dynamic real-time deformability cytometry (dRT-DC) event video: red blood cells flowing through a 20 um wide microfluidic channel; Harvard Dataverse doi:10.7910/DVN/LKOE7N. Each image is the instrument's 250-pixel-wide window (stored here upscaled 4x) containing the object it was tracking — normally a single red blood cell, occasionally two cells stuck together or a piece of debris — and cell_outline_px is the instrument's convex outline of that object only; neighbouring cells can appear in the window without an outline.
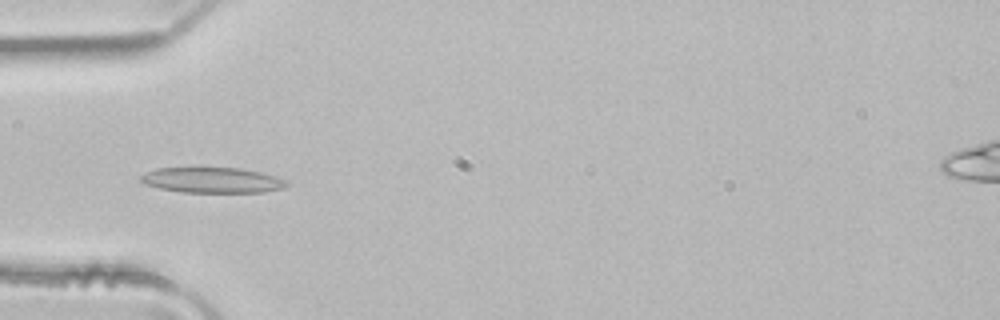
{"species": "common noctule bat (a hibernating species)", "species_latin": "Nyctalus noctula", "temperature_condition": "room temperature", "stored_images_in_passage": 3, "camera_frame_rate_fps": 3000, "um_per_image_px": 0.085, "animal": {"sex": "male", "body_mass_g": 21.5, "forearm_length_mm": 52.0}, "frame": {"image": 1, "passage_image": 3, "time_ms": 0.667, "image_size_px": [1000, 320], "cell_outline_px": [[292, 184], [288, 188], [264, 192], [180, 192], [160, 188], [148, 184], [140, 180], [140, 176], [156, 168], [240, 168], [260, 172], [288, 180]], "centroid_in_image_um": [18.16, 15.32], "position_along_channel_um": 66.8, "area_um2": 21.68}}